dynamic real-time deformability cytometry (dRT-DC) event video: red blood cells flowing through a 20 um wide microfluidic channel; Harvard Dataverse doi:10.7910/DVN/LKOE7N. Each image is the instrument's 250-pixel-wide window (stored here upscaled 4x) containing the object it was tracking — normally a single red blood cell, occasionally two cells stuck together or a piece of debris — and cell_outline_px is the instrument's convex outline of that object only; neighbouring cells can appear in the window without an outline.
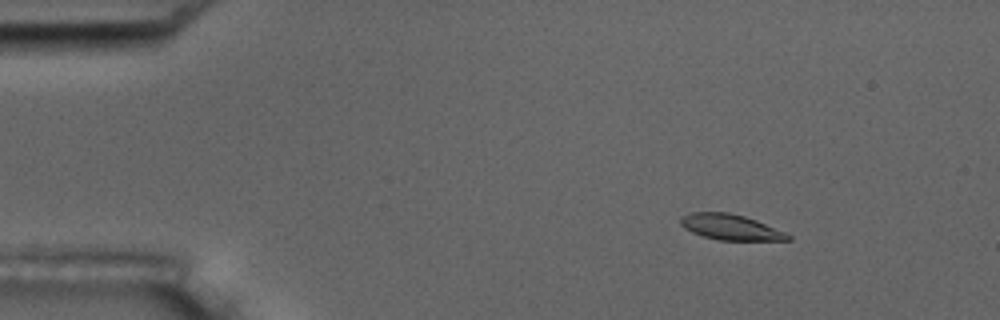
{"species": "common noctule bat (a hibernating species)", "species_latin": "Nyctalus noctula", "temperature_condition": "room temperature", "stored_images_in_passage": 6, "camera_frame_rate_fps": 3000, "um_per_image_px": 0.085, "animal": {"sex": "male", "body_mass_g": 17.5, "forearm_length_mm": 52.3}, "frame": {"image": 1, "passage_image": 3, "time_ms": 2.333, "image_size_px": [1000, 320], "cell_outline_px": [[792, 240], [716, 240], [692, 232], [684, 228], [680, 224], [680, 216], [692, 212], [728, 212], [744, 216], [756, 220], [784, 232], [792, 236]], "centroid_in_image_um": [62.07, 19.3], "position_along_channel_um": 22.9, "area_um2": 15.95}}